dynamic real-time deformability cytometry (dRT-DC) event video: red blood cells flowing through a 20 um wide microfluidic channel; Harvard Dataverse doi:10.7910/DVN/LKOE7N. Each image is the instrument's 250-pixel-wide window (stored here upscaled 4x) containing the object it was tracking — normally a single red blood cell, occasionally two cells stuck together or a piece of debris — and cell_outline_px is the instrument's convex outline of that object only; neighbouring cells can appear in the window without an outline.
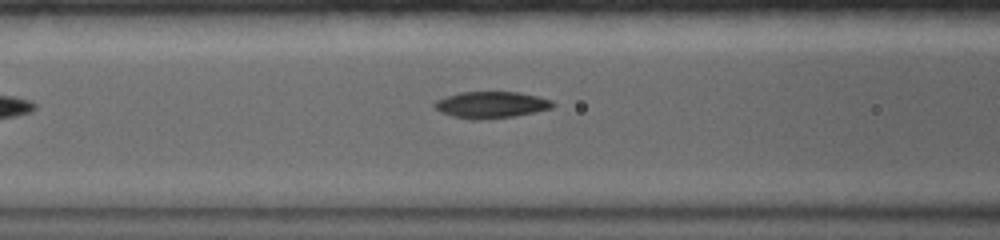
{"species": "common noctule bat (a hibernating species)", "species_latin": "Nyctalus noctula", "temperature_condition": "warm", "stored_images_in_passage": 10, "camera_frame_rate_fps": 5000, "um_per_image_px": 0.085, "animal": {"sex": "female", "body_mass_g": 19.0, "forearm_length_mm": 56.7}, "frame": {"image": 1, "passage_image": 10, "time_ms": 4.4, "image_size_px": [1000, 240], "cell_outline_px": [[556, 104], [552, 108], [516, 116], [480, 120], [472, 120], [452, 116], [440, 112], [432, 104], [436, 100], [460, 92], [516, 92], [536, 96], [552, 100]], "centroid_in_image_um": [41.74, 8.92], "position_along_channel_um": 124.9, "area_um2": 18.32}}